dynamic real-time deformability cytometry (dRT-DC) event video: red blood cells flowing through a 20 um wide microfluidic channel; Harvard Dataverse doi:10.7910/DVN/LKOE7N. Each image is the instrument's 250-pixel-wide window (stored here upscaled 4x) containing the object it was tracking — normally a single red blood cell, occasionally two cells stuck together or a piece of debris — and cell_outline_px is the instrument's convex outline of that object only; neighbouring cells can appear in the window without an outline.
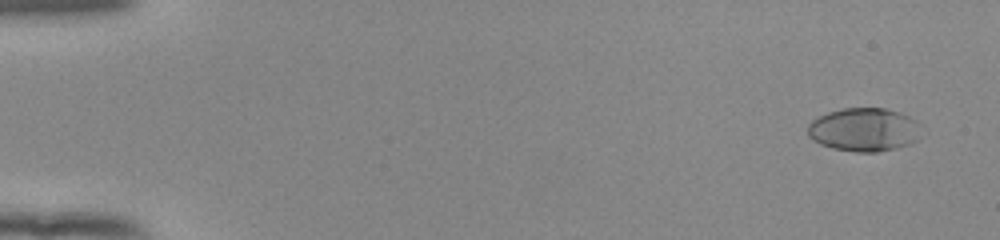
{"species": "human", "species_latin": "Homo sapiens", "temperature_condition": "room temperature", "stored_images_in_passage": 55, "camera_frame_rate_fps": 3000, "um_per_image_px": 0.085, "donor": {"sex": "female"}, "frame": {"image": 1, "passage_image": 4, "time_ms": 1.0, "image_size_px": [1000, 240], "cell_outline_px": [[920, 124], [916, 140], [908, 144], [896, 148], [876, 152], [856, 152], [832, 148], [820, 144], [812, 140], [808, 136], [808, 124], [812, 120], [828, 112], [840, 108], [884, 108], [900, 112], [916, 120]], "centroid_in_image_um": [73.41, 11.01], "position_along_channel_um": 11.6, "area_um2": 28.73}}
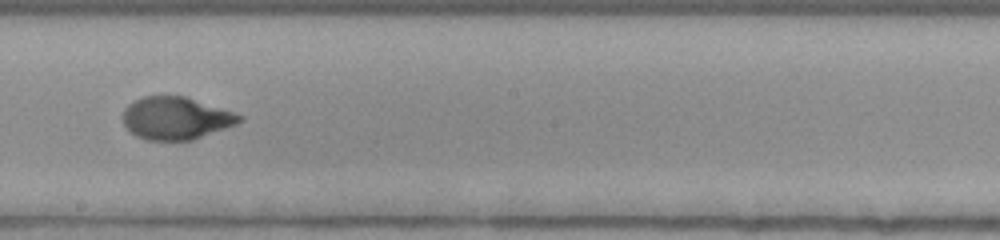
{"frame": {"image": 2, "passage_image": 33, "time_ms": 10.667, "image_size_px": [1000, 240], "cell_outline_px": [[244, 120], [236, 124], [192, 140], [148, 140], [136, 136], [124, 124], [124, 108], [128, 104], [144, 96], [184, 96], [244, 116]], "centroid_in_image_um": [14.95, 10.05], "position_along_channel_um": 233.3, "area_um2": 28.44}}
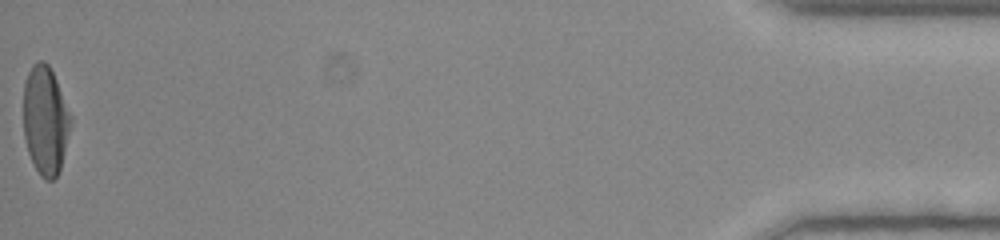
{"frame": {"image": 3, "passage_image": 55, "time_ms": 18.0, "image_size_px": [1000, 240], "cell_outline_px": [[72, 120], [60, 168], [56, 176], [52, 180], [44, 180], [40, 176], [28, 152], [24, 136], [24, 84], [28, 72], [32, 64], [36, 60], [44, 60], [48, 64], [56, 80], [72, 116]], "centroid_in_image_um": [3.85, 10.2], "position_along_channel_um": 431.4, "area_um2": 29.77}, "authors_computed_cell_mechanics": {"area_um2": 29.0734, "velocity_mm_per_s": 3.9316, "shape_relaxation_time_tau1_ms": 4.0003, "shape_relaxation_time_tau2_ms": null, "deformation_change_tau1": 0.2246, "deformation_change_tau2": null}}